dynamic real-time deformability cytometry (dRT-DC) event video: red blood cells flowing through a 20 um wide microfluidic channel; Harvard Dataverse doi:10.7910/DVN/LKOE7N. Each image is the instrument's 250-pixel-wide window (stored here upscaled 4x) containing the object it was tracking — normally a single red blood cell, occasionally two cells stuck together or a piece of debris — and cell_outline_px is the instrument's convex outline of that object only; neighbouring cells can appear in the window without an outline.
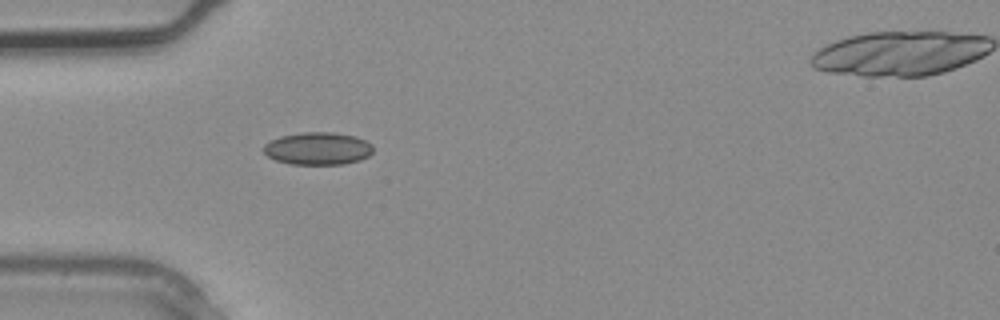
{"species": "common noctule bat (a hibernating species)", "species_latin": "Nyctalus noctula", "temperature_condition": "warm", "stored_images_in_passage": 3, "camera_frame_rate_fps": 3000, "um_per_image_px": 0.085, "animal": {"sex": "male", "body_mass_g": 20.4}, "frame": {"image": 1, "passage_image": 2, "time_ms": 0.333, "image_size_px": [1000, 320], "cell_outline_px": [[372, 152], [368, 156], [360, 160], [344, 164], [292, 164], [276, 160], [268, 156], [264, 152], [264, 144], [280, 136], [304, 132], [332, 132], [356, 136], [372, 144]], "centroid_in_image_um": [27.03, 12.62], "position_along_channel_um": 58.0, "area_um2": 20.69}}